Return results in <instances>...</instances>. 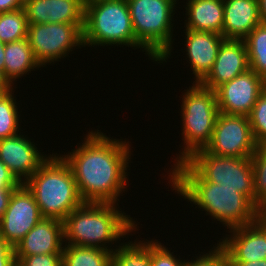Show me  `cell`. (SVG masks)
<instances>
[{"label":"cell","mask_w":266,"mask_h":266,"mask_svg":"<svg viewBox=\"0 0 266 266\" xmlns=\"http://www.w3.org/2000/svg\"><path fill=\"white\" fill-rule=\"evenodd\" d=\"M258 148L248 116L219 113L205 150L218 156L241 158L251 157Z\"/></svg>","instance_id":"cell-10"},{"label":"cell","mask_w":266,"mask_h":266,"mask_svg":"<svg viewBox=\"0 0 266 266\" xmlns=\"http://www.w3.org/2000/svg\"><path fill=\"white\" fill-rule=\"evenodd\" d=\"M248 69L250 68L245 41L224 39L212 69L200 84L216 90Z\"/></svg>","instance_id":"cell-15"},{"label":"cell","mask_w":266,"mask_h":266,"mask_svg":"<svg viewBox=\"0 0 266 266\" xmlns=\"http://www.w3.org/2000/svg\"><path fill=\"white\" fill-rule=\"evenodd\" d=\"M172 190L197 205L227 229L254 223L260 218V210L237 189L222 188L208 181H169Z\"/></svg>","instance_id":"cell-4"},{"label":"cell","mask_w":266,"mask_h":266,"mask_svg":"<svg viewBox=\"0 0 266 266\" xmlns=\"http://www.w3.org/2000/svg\"><path fill=\"white\" fill-rule=\"evenodd\" d=\"M215 247L209 253L200 254L194 261H186L184 266H230L223 251L217 245Z\"/></svg>","instance_id":"cell-31"},{"label":"cell","mask_w":266,"mask_h":266,"mask_svg":"<svg viewBox=\"0 0 266 266\" xmlns=\"http://www.w3.org/2000/svg\"><path fill=\"white\" fill-rule=\"evenodd\" d=\"M0 266H16L14 247L0 237Z\"/></svg>","instance_id":"cell-33"},{"label":"cell","mask_w":266,"mask_h":266,"mask_svg":"<svg viewBox=\"0 0 266 266\" xmlns=\"http://www.w3.org/2000/svg\"><path fill=\"white\" fill-rule=\"evenodd\" d=\"M15 189H0V220L5 213Z\"/></svg>","instance_id":"cell-35"},{"label":"cell","mask_w":266,"mask_h":266,"mask_svg":"<svg viewBox=\"0 0 266 266\" xmlns=\"http://www.w3.org/2000/svg\"><path fill=\"white\" fill-rule=\"evenodd\" d=\"M27 40L42 67L68 56L74 47L84 46L83 30L77 24H29Z\"/></svg>","instance_id":"cell-9"},{"label":"cell","mask_w":266,"mask_h":266,"mask_svg":"<svg viewBox=\"0 0 266 266\" xmlns=\"http://www.w3.org/2000/svg\"><path fill=\"white\" fill-rule=\"evenodd\" d=\"M112 254L98 247L64 245L62 266H111Z\"/></svg>","instance_id":"cell-22"},{"label":"cell","mask_w":266,"mask_h":266,"mask_svg":"<svg viewBox=\"0 0 266 266\" xmlns=\"http://www.w3.org/2000/svg\"><path fill=\"white\" fill-rule=\"evenodd\" d=\"M122 212L114 203L83 202L63 220L65 245L98 247L114 252L116 249H109L107 243L113 244L135 231L137 226L130 215Z\"/></svg>","instance_id":"cell-2"},{"label":"cell","mask_w":266,"mask_h":266,"mask_svg":"<svg viewBox=\"0 0 266 266\" xmlns=\"http://www.w3.org/2000/svg\"><path fill=\"white\" fill-rule=\"evenodd\" d=\"M186 54L195 83H200L212 69L223 40L222 35L213 32L186 29Z\"/></svg>","instance_id":"cell-18"},{"label":"cell","mask_w":266,"mask_h":266,"mask_svg":"<svg viewBox=\"0 0 266 266\" xmlns=\"http://www.w3.org/2000/svg\"><path fill=\"white\" fill-rule=\"evenodd\" d=\"M265 89L266 82L248 69L215 90L219 112L248 116Z\"/></svg>","instance_id":"cell-12"},{"label":"cell","mask_w":266,"mask_h":266,"mask_svg":"<svg viewBox=\"0 0 266 266\" xmlns=\"http://www.w3.org/2000/svg\"><path fill=\"white\" fill-rule=\"evenodd\" d=\"M15 259L16 266H62V254H36Z\"/></svg>","instance_id":"cell-30"},{"label":"cell","mask_w":266,"mask_h":266,"mask_svg":"<svg viewBox=\"0 0 266 266\" xmlns=\"http://www.w3.org/2000/svg\"><path fill=\"white\" fill-rule=\"evenodd\" d=\"M43 218L33 193L22 183L13 191L0 220V237L15 247Z\"/></svg>","instance_id":"cell-11"},{"label":"cell","mask_w":266,"mask_h":266,"mask_svg":"<svg viewBox=\"0 0 266 266\" xmlns=\"http://www.w3.org/2000/svg\"><path fill=\"white\" fill-rule=\"evenodd\" d=\"M4 76L13 86L15 79L31 72L41 65L34 57L27 38L5 44ZM28 72V73H27Z\"/></svg>","instance_id":"cell-21"},{"label":"cell","mask_w":266,"mask_h":266,"mask_svg":"<svg viewBox=\"0 0 266 266\" xmlns=\"http://www.w3.org/2000/svg\"><path fill=\"white\" fill-rule=\"evenodd\" d=\"M127 3L137 42L145 49L150 59L160 61L158 63L166 61L173 48L172 18L177 2L127 0Z\"/></svg>","instance_id":"cell-6"},{"label":"cell","mask_w":266,"mask_h":266,"mask_svg":"<svg viewBox=\"0 0 266 266\" xmlns=\"http://www.w3.org/2000/svg\"><path fill=\"white\" fill-rule=\"evenodd\" d=\"M88 44L145 50L136 40L127 0H100L85 6L83 45Z\"/></svg>","instance_id":"cell-7"},{"label":"cell","mask_w":266,"mask_h":266,"mask_svg":"<svg viewBox=\"0 0 266 266\" xmlns=\"http://www.w3.org/2000/svg\"><path fill=\"white\" fill-rule=\"evenodd\" d=\"M217 246L228 262H248L266 259V222L260 217L254 223L230 229Z\"/></svg>","instance_id":"cell-13"},{"label":"cell","mask_w":266,"mask_h":266,"mask_svg":"<svg viewBox=\"0 0 266 266\" xmlns=\"http://www.w3.org/2000/svg\"><path fill=\"white\" fill-rule=\"evenodd\" d=\"M21 184L10 169L0 160V189H16Z\"/></svg>","instance_id":"cell-32"},{"label":"cell","mask_w":266,"mask_h":266,"mask_svg":"<svg viewBox=\"0 0 266 266\" xmlns=\"http://www.w3.org/2000/svg\"><path fill=\"white\" fill-rule=\"evenodd\" d=\"M248 117L255 142L262 147L266 144V89L258 97Z\"/></svg>","instance_id":"cell-28"},{"label":"cell","mask_w":266,"mask_h":266,"mask_svg":"<svg viewBox=\"0 0 266 266\" xmlns=\"http://www.w3.org/2000/svg\"><path fill=\"white\" fill-rule=\"evenodd\" d=\"M20 134L0 140V160L21 183H25L48 157L43 156L28 137Z\"/></svg>","instance_id":"cell-14"},{"label":"cell","mask_w":266,"mask_h":266,"mask_svg":"<svg viewBox=\"0 0 266 266\" xmlns=\"http://www.w3.org/2000/svg\"><path fill=\"white\" fill-rule=\"evenodd\" d=\"M28 24L67 23L84 28L82 0H25Z\"/></svg>","instance_id":"cell-16"},{"label":"cell","mask_w":266,"mask_h":266,"mask_svg":"<svg viewBox=\"0 0 266 266\" xmlns=\"http://www.w3.org/2000/svg\"><path fill=\"white\" fill-rule=\"evenodd\" d=\"M129 146V142L110 139L95 130L88 133L80 147L62 155L72 170L83 202L116 204L119 201L118 196L127 185Z\"/></svg>","instance_id":"cell-1"},{"label":"cell","mask_w":266,"mask_h":266,"mask_svg":"<svg viewBox=\"0 0 266 266\" xmlns=\"http://www.w3.org/2000/svg\"><path fill=\"white\" fill-rule=\"evenodd\" d=\"M230 266H266V259L248 262H229Z\"/></svg>","instance_id":"cell-37"},{"label":"cell","mask_w":266,"mask_h":266,"mask_svg":"<svg viewBox=\"0 0 266 266\" xmlns=\"http://www.w3.org/2000/svg\"><path fill=\"white\" fill-rule=\"evenodd\" d=\"M256 207L261 211L266 204V152L259 147L251 156Z\"/></svg>","instance_id":"cell-27"},{"label":"cell","mask_w":266,"mask_h":266,"mask_svg":"<svg viewBox=\"0 0 266 266\" xmlns=\"http://www.w3.org/2000/svg\"><path fill=\"white\" fill-rule=\"evenodd\" d=\"M25 0H0V13L11 12L24 7Z\"/></svg>","instance_id":"cell-34"},{"label":"cell","mask_w":266,"mask_h":266,"mask_svg":"<svg viewBox=\"0 0 266 266\" xmlns=\"http://www.w3.org/2000/svg\"><path fill=\"white\" fill-rule=\"evenodd\" d=\"M182 135L185 147L177 155L175 164L186 160L192 153L210 143L218 117L216 91L194 83L182 94ZM177 161V162H176Z\"/></svg>","instance_id":"cell-8"},{"label":"cell","mask_w":266,"mask_h":266,"mask_svg":"<svg viewBox=\"0 0 266 266\" xmlns=\"http://www.w3.org/2000/svg\"><path fill=\"white\" fill-rule=\"evenodd\" d=\"M5 43L0 41V70L3 71L4 74V65H5Z\"/></svg>","instance_id":"cell-39"},{"label":"cell","mask_w":266,"mask_h":266,"mask_svg":"<svg viewBox=\"0 0 266 266\" xmlns=\"http://www.w3.org/2000/svg\"><path fill=\"white\" fill-rule=\"evenodd\" d=\"M225 39L244 40L261 23L257 0H223Z\"/></svg>","instance_id":"cell-19"},{"label":"cell","mask_w":266,"mask_h":266,"mask_svg":"<svg viewBox=\"0 0 266 266\" xmlns=\"http://www.w3.org/2000/svg\"><path fill=\"white\" fill-rule=\"evenodd\" d=\"M170 181H208L222 188L237 189L256 206L251 157H227L197 150L186 160L174 164Z\"/></svg>","instance_id":"cell-3"},{"label":"cell","mask_w":266,"mask_h":266,"mask_svg":"<svg viewBox=\"0 0 266 266\" xmlns=\"http://www.w3.org/2000/svg\"><path fill=\"white\" fill-rule=\"evenodd\" d=\"M14 89L0 96V140L16 135L19 128V113L14 99Z\"/></svg>","instance_id":"cell-26"},{"label":"cell","mask_w":266,"mask_h":266,"mask_svg":"<svg viewBox=\"0 0 266 266\" xmlns=\"http://www.w3.org/2000/svg\"><path fill=\"white\" fill-rule=\"evenodd\" d=\"M261 24L266 25V0H257Z\"/></svg>","instance_id":"cell-38"},{"label":"cell","mask_w":266,"mask_h":266,"mask_svg":"<svg viewBox=\"0 0 266 266\" xmlns=\"http://www.w3.org/2000/svg\"><path fill=\"white\" fill-rule=\"evenodd\" d=\"M63 221L43 218L14 247L15 258L36 254H62Z\"/></svg>","instance_id":"cell-17"},{"label":"cell","mask_w":266,"mask_h":266,"mask_svg":"<svg viewBox=\"0 0 266 266\" xmlns=\"http://www.w3.org/2000/svg\"><path fill=\"white\" fill-rule=\"evenodd\" d=\"M266 152V144L261 147Z\"/></svg>","instance_id":"cell-42"},{"label":"cell","mask_w":266,"mask_h":266,"mask_svg":"<svg viewBox=\"0 0 266 266\" xmlns=\"http://www.w3.org/2000/svg\"><path fill=\"white\" fill-rule=\"evenodd\" d=\"M96 1H100V0H82L84 6L90 4V3H93V2H96Z\"/></svg>","instance_id":"cell-41"},{"label":"cell","mask_w":266,"mask_h":266,"mask_svg":"<svg viewBox=\"0 0 266 266\" xmlns=\"http://www.w3.org/2000/svg\"><path fill=\"white\" fill-rule=\"evenodd\" d=\"M164 244L151 240V266H184L186 260L176 258Z\"/></svg>","instance_id":"cell-29"},{"label":"cell","mask_w":266,"mask_h":266,"mask_svg":"<svg viewBox=\"0 0 266 266\" xmlns=\"http://www.w3.org/2000/svg\"><path fill=\"white\" fill-rule=\"evenodd\" d=\"M24 184L33 193L44 218L63 221L83 203L72 170L61 155L50 154Z\"/></svg>","instance_id":"cell-5"},{"label":"cell","mask_w":266,"mask_h":266,"mask_svg":"<svg viewBox=\"0 0 266 266\" xmlns=\"http://www.w3.org/2000/svg\"><path fill=\"white\" fill-rule=\"evenodd\" d=\"M13 89L12 85L5 78L3 71L0 70V96Z\"/></svg>","instance_id":"cell-36"},{"label":"cell","mask_w":266,"mask_h":266,"mask_svg":"<svg viewBox=\"0 0 266 266\" xmlns=\"http://www.w3.org/2000/svg\"><path fill=\"white\" fill-rule=\"evenodd\" d=\"M244 41L249 68L266 82V25H257Z\"/></svg>","instance_id":"cell-24"},{"label":"cell","mask_w":266,"mask_h":266,"mask_svg":"<svg viewBox=\"0 0 266 266\" xmlns=\"http://www.w3.org/2000/svg\"><path fill=\"white\" fill-rule=\"evenodd\" d=\"M28 26L24 8L0 13V41L6 44L27 38Z\"/></svg>","instance_id":"cell-25"},{"label":"cell","mask_w":266,"mask_h":266,"mask_svg":"<svg viewBox=\"0 0 266 266\" xmlns=\"http://www.w3.org/2000/svg\"><path fill=\"white\" fill-rule=\"evenodd\" d=\"M120 245L112 254L111 266H151V241L135 240Z\"/></svg>","instance_id":"cell-23"},{"label":"cell","mask_w":266,"mask_h":266,"mask_svg":"<svg viewBox=\"0 0 266 266\" xmlns=\"http://www.w3.org/2000/svg\"><path fill=\"white\" fill-rule=\"evenodd\" d=\"M260 217L266 222V204L262 207L260 211Z\"/></svg>","instance_id":"cell-40"},{"label":"cell","mask_w":266,"mask_h":266,"mask_svg":"<svg viewBox=\"0 0 266 266\" xmlns=\"http://www.w3.org/2000/svg\"><path fill=\"white\" fill-rule=\"evenodd\" d=\"M185 29L213 32L222 35L224 22L223 0H188Z\"/></svg>","instance_id":"cell-20"}]
</instances>
